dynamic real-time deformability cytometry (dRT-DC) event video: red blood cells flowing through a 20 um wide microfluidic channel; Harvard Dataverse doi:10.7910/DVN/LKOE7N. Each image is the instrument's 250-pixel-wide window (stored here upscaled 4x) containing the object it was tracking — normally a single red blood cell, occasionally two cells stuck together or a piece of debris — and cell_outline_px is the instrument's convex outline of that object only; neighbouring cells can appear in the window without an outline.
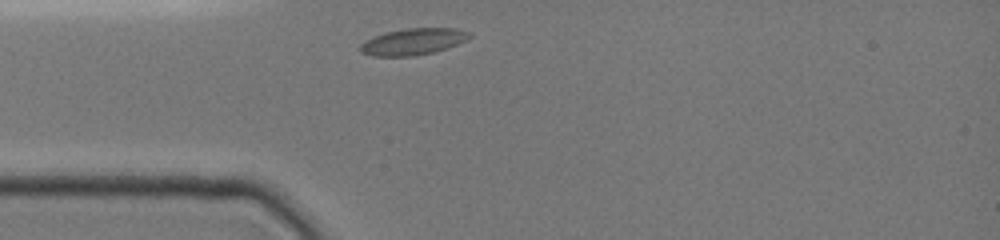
{"species": "common noctule bat (a hibernating species)", "species_latin": "Nyctalus noctula", "temperature_condition": "cold", "stored_images_in_passage": 28, "camera_frame_rate_fps": 3000, "um_per_image_px": 0.085, "animal": {"sex": "female", "body_mass_g": 19.0, "forearm_length_mm": 51.5}, "frame": {"image": 1, "passage_image": 1, "time_ms": 0.0, "image_size_px": [1000, 240], "cell_outline_px": [[472, 36], [456, 44], [432, 52], [412, 56], [372, 56], [360, 52], [360, 44], [364, 40], [372, 36], [384, 32], [408, 28], [456, 28], [468, 32]], "centroid_in_image_um": [35.03, 3.53], "position_along_channel_um": 50.0, "area_um2": 16.76}}
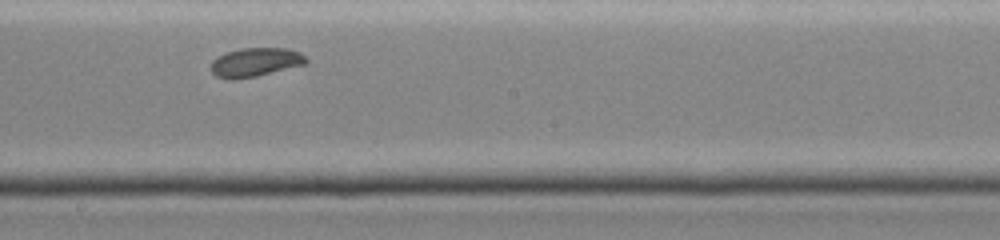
{"frame": {"image": 2, "passage_image": 15, "time_ms": 4.667, "image_size_px": [1000, 240], "cell_outline_px": [[308, 64], [256, 76], [216, 76], [212, 72], [212, 60], [216, 56], [240, 48], [288, 48], [300, 52], [308, 60]], "centroid_in_image_um": [21.8, 5.24], "position_along_channel_um": 226.4, "area_um2": 15.49}}
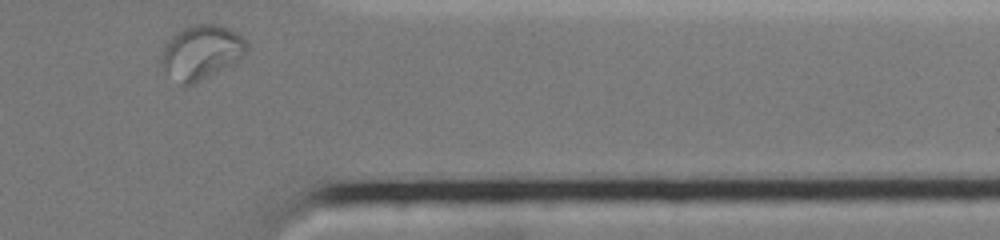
{"frame": {"image": 3, "passage_image": 28, "time_ms": 9.0, "image_size_px": [1000, 240], "cell_outline_px": [[248, 48], [244, 56], [188, 88], [184, 88], [160, 64], [160, 60], [164, 44], [180, 28], [196, 24], [216, 24], [228, 28], [236, 32], [248, 44]], "centroid_in_image_um": [17.08, 4.44], "position_along_channel_um": 394.3, "area_um2": 26.93}}